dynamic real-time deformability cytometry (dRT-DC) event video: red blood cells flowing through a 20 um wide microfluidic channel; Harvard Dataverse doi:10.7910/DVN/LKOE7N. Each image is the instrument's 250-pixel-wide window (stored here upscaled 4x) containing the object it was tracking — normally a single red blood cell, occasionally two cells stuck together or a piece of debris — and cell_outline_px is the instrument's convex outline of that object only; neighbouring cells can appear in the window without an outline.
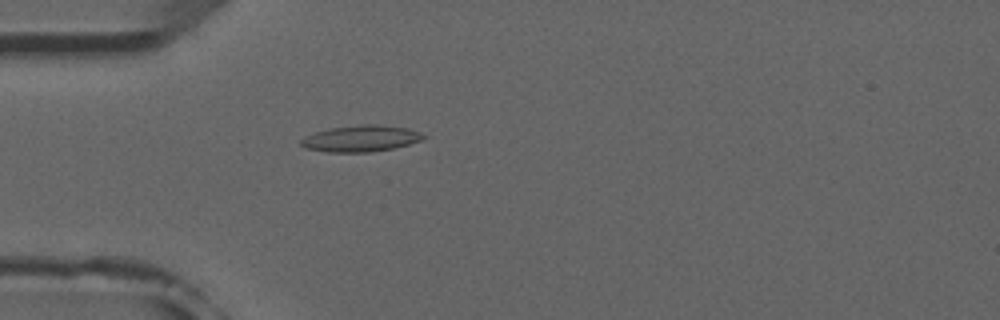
{"species": "common noctule bat (a hibernating species)", "species_latin": "Nyctalus noctula", "temperature_condition": "room temperature", "stored_images_in_passage": 5, "camera_frame_rate_fps": 3000, "um_per_image_px": 0.085, "animal": {"sex": "male", "forearm_length_mm": 52.5}, "frame": {"image": 1, "passage_image": 5, "time_ms": 4.667, "image_size_px": [1000, 320], "cell_outline_px": [[428, 136], [424, 140], [392, 148], [368, 152], [328, 152], [304, 148], [300, 144], [300, 140], [304, 136], [328, 128], [364, 124], [376, 124], [408, 128], [420, 132]], "centroid_in_image_um": [30.67, 11.77], "position_along_channel_um": 54.3, "area_um2": 18.9}}